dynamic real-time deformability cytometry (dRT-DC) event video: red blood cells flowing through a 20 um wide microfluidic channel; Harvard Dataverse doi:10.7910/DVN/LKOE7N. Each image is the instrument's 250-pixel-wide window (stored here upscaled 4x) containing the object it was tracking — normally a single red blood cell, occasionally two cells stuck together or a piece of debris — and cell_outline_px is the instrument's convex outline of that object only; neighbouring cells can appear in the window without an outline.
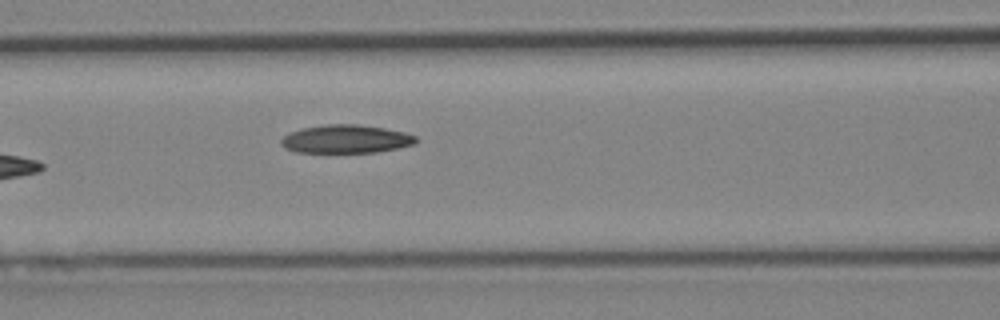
{"species": "Egyptian fruit bat (a non-hibernating species)", "species_latin": "Rousettus aegyptiacus", "temperature_condition": "cold", "stored_images_in_passage": 4, "camera_frame_rate_fps": 3000, "um_per_image_px": 0.085, "animal": {"sex": "female"}, "frame": {"image": 1, "passage_image": 4, "time_ms": 3.667, "image_size_px": [1000, 320], "cell_outline_px": [[420, 140], [412, 144], [396, 148], [376, 152], [296, 152], [280, 144], [280, 140], [288, 132], [304, 128], [324, 124], [356, 124], [384, 128], [404, 132], [416, 136]], "centroid_in_image_um": [29.4, 11.81], "position_along_channel_um": 137.2, "area_um2": 22.08}}